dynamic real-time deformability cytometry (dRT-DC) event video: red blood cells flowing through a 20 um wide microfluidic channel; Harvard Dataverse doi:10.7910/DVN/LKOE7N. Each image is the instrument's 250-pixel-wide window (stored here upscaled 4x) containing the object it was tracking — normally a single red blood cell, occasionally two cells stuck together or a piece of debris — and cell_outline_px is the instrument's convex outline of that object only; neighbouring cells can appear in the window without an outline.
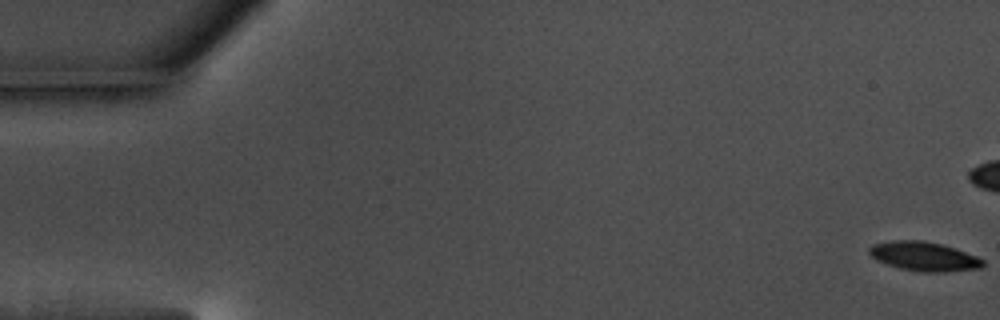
{"species": "common noctule bat (a hibernating species)", "species_latin": "Nyctalus noctula", "temperature_condition": "warm", "stored_images_in_passage": 47, "camera_frame_rate_fps": 3000, "um_per_image_px": 0.085, "animal": {"sex": "male", "body_mass_g": 17.5, "forearm_length_mm": 52.3}, "frame": {"image": 1, "passage_image": 1, "time_ms": 0.0, "image_size_px": [1000, 320], "cell_outline_px": [[984, 264], [980, 268], [944, 272], [924, 272], [900, 268], [876, 260], [868, 252], [868, 248], [872, 244], [892, 240], [920, 240], [940, 244], [976, 256], [984, 260]], "centroid_in_image_um": [78.5, 21.79], "position_along_channel_um": 6.5, "area_um2": 19.07}}
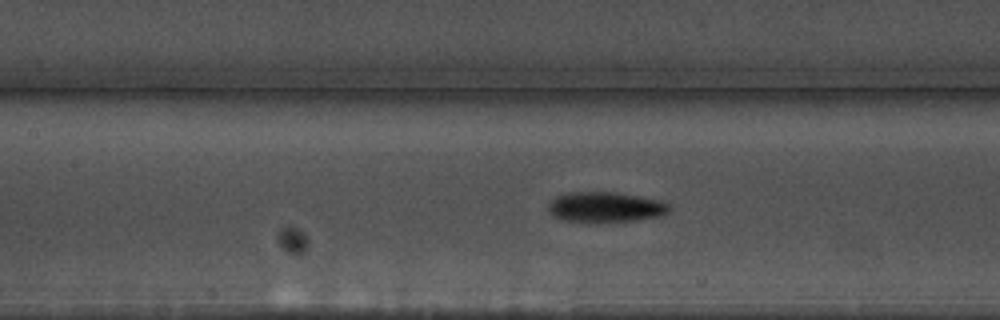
{"frame": {"image": 2, "passage_image": 27, "time_ms": 8.667, "image_size_px": [1000, 320], "cell_outline_px": [[672, 208], [668, 212], [660, 216], [640, 220], [560, 220], [548, 208], [548, 204], [552, 200], [560, 196], [572, 192], [612, 192], [660, 200], [668, 204]], "centroid_in_image_um": [51.53, 17.58], "position_along_channel_um": 155.9, "area_um2": 20.46}}
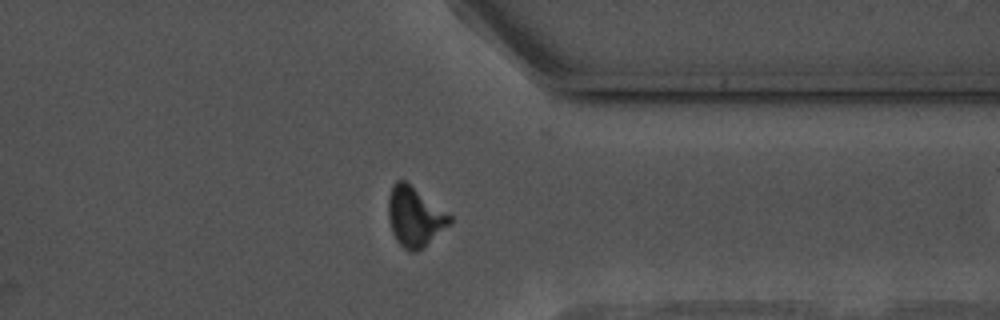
{"frame": {"image": 3, "passage_image": 46, "time_ms": 15.0, "image_size_px": [1000, 320], "cell_outline_px": [[452, 224], [424, 248], [416, 252], [408, 252], [396, 240], [392, 232], [388, 220], [388, 196], [392, 184], [396, 180], [404, 180], [452, 216]], "centroid_in_image_um": [35.25, 18.46], "position_along_channel_um": 376.1, "area_um2": 21.62}}